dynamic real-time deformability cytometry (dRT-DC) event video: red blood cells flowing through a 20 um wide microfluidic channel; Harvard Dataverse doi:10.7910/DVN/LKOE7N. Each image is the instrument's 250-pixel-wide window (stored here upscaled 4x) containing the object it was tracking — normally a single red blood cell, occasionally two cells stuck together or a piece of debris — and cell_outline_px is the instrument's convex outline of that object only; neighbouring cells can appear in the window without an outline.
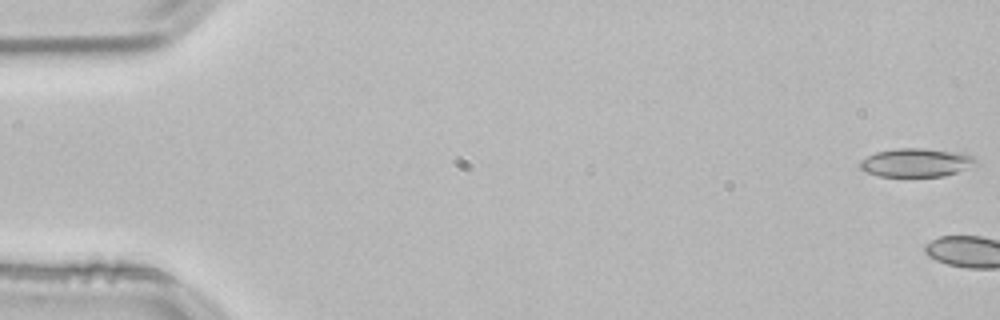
{"species": "common noctule bat (a hibernating species)", "species_latin": "Nyctalus noctula", "temperature_condition": "room temperature", "stored_images_in_passage": 3, "camera_frame_rate_fps": 3000, "um_per_image_px": 0.085, "animal": {"sex": "male", "body_mass_g": 21.5, "forearm_length_mm": 52.0}, "frame": {"image": 1, "passage_image": 1, "time_ms": 0.0, "image_size_px": [1000, 320], "cell_outline_px": [[980, 160], [976, 164], [956, 172], [940, 176], [876, 176], [864, 172], [860, 168], [860, 160], [876, 152], [896, 148], [924, 148], [972, 156]], "centroid_in_image_um": [77.8, 13.83], "position_along_channel_um": 7.2, "area_um2": 18.96}}